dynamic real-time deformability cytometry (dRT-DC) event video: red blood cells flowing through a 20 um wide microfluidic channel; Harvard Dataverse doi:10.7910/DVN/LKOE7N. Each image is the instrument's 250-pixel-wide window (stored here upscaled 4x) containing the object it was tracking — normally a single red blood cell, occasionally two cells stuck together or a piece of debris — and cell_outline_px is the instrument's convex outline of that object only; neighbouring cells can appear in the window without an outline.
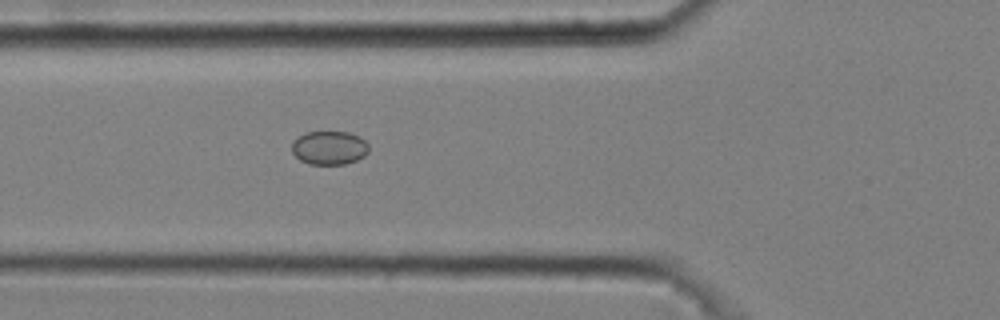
{"species": "common noctule bat (a hibernating species)", "species_latin": "Nyctalus noctula", "temperature_condition": "cold", "stored_images_in_passage": 4, "camera_frame_rate_fps": 3000, "um_per_image_px": 0.085, "animal": {"sex": "male", "body_mass_g": 20.4}, "frame": {"image": 1, "passage_image": 4, "time_ms": 1.0, "image_size_px": [1000, 320], "cell_outline_px": [[368, 152], [364, 156], [356, 160], [344, 164], [308, 164], [300, 160], [292, 152], [292, 140], [296, 136], [304, 132], [348, 132], [360, 136], [368, 144]], "centroid_in_image_um": [27.96, 12.55], "position_along_channel_um": 97.8, "area_um2": 15.26}}